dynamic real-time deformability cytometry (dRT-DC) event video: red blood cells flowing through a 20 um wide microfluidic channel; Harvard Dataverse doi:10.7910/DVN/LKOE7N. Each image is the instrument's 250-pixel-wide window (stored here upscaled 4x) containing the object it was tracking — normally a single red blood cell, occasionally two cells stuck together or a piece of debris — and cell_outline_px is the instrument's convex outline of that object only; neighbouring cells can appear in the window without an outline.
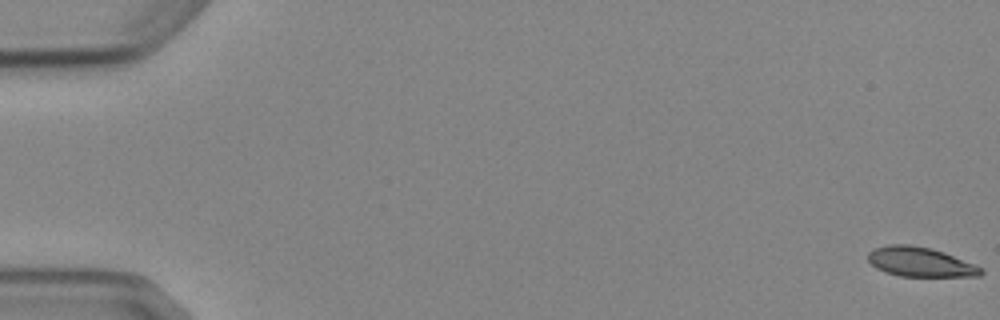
{"species": "Egyptian fruit bat (a non-hibernating species)", "species_latin": "Rousettus aegyptiacus", "temperature_condition": "cold", "stored_images_in_passage": 5, "camera_frame_rate_fps": 3000, "um_per_image_px": 0.085, "animal": {"sex": "female"}, "frame": {"image": 1, "passage_image": 1, "time_ms": 0.0, "image_size_px": [1000, 320], "cell_outline_px": [[984, 272], [980, 276], [900, 276], [884, 272], [876, 268], [868, 260], [868, 252], [872, 248], [888, 244], [908, 244], [932, 248], [944, 252], [976, 264], [984, 268]], "centroid_in_image_um": [78.23, 22.26], "position_along_channel_um": 6.8, "area_um2": 19.71}}
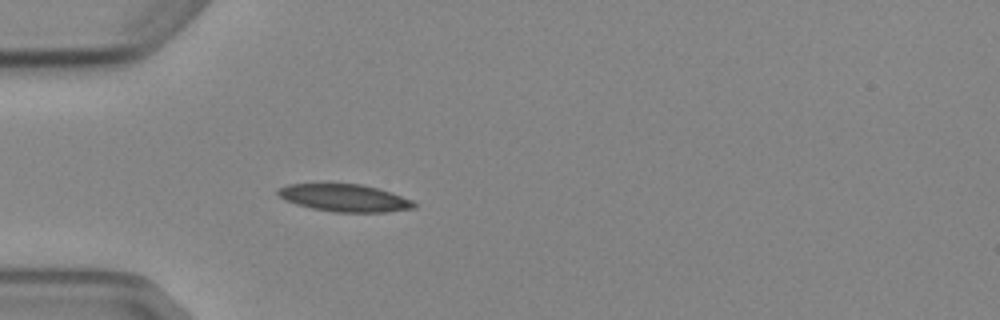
{"frame": {"image": 2, "passage_image": 5, "time_ms": 5.333, "image_size_px": [1000, 320], "cell_outline_px": [[416, 208], [384, 212], [336, 212], [312, 208], [296, 204], [280, 196], [276, 192], [280, 188], [288, 184], [360, 184], [376, 188], [412, 200], [416, 204]], "centroid_in_image_um": [29.3, 16.83], "position_along_channel_um": 55.7, "area_um2": 21.27}}